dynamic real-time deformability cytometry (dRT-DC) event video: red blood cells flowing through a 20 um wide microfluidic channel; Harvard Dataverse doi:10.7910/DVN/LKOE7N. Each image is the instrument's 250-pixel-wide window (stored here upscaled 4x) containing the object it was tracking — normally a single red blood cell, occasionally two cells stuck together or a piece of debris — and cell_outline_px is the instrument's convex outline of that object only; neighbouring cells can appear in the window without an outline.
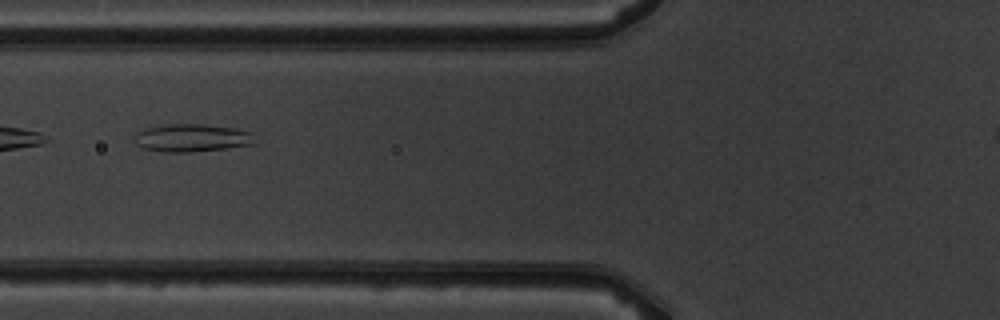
{"species": "common noctule bat (a hibernating species)", "species_latin": "Nyctalus noctula", "temperature_condition": "warm", "stored_images_in_passage": 6, "camera_frame_rate_fps": 3000, "um_per_image_px": 0.085, "animal": {"sex": "male", "body_mass_g": 19.5, "forearm_length_mm": 54.6}, "frame": {"image": 1, "passage_image": 3, "time_ms": 2.333, "image_size_px": [1000, 320], "cell_outline_px": [[252, 144], [224, 148], [192, 152], [164, 152], [140, 148], [132, 140], [132, 136], [136, 132], [144, 128], [168, 124], [204, 124], [236, 128], [248, 132]], "centroid_in_image_um": [16.13, 11.72], "position_along_channel_um": 109.7, "area_um2": 19.42}}
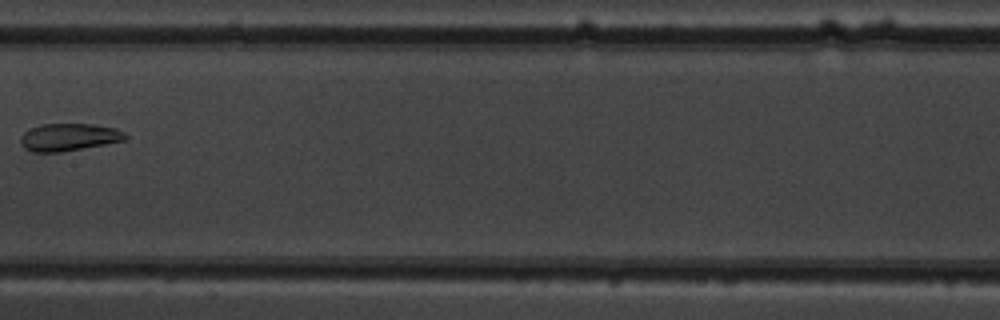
{"frame": {"image": 2, "passage_image": 5, "time_ms": 4.667, "image_size_px": [1000, 320], "cell_outline_px": [[128, 140], [64, 152], [32, 152], [24, 148], [20, 144], [20, 136], [24, 132], [40, 124], [92, 124], [116, 128], [124, 132], [128, 136]], "centroid_in_image_um": [5.87, 11.67], "position_along_channel_um": 201.5, "area_um2": 17.05}}
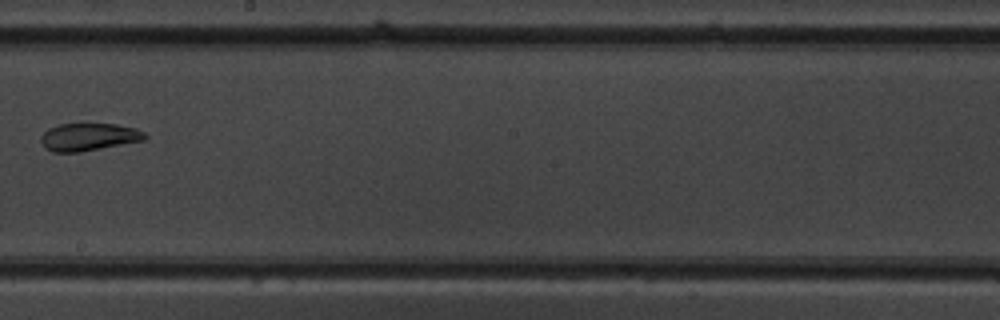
{"frame": {"image": 3, "passage_image": 6, "time_ms": 5.667, "image_size_px": [1000, 320], "cell_outline_px": [[148, 136], [144, 140], [80, 152], [52, 152], [44, 148], [40, 140], [40, 136], [48, 128], [60, 124], [116, 124], [136, 128], [144, 132]], "centroid_in_image_um": [7.51, 11.64], "position_along_channel_um": 240.7, "area_um2": 16.76}}